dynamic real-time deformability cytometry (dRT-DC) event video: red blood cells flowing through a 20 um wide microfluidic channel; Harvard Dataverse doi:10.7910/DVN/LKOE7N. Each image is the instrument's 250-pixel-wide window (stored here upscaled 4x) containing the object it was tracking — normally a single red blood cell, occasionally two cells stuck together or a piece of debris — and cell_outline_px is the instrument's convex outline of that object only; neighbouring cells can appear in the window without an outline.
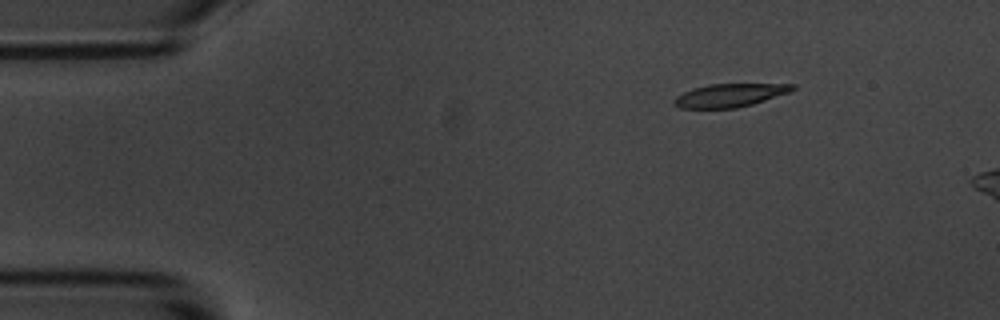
{"species": "common noctule bat (a hibernating species)", "species_latin": "Nyctalus noctula", "temperature_condition": "room temperature", "stored_images_in_passage": 4, "camera_frame_rate_fps": 3000, "um_per_image_px": 0.085, "animal": {"sex": "male", "body_mass_g": 20.1, "forearm_length_mm": 53.5}, "frame": {"image": 1, "passage_image": 2, "time_ms": 2.0, "image_size_px": [1000, 320], "cell_outline_px": [[796, 88], [788, 92], [752, 104], [736, 108], [680, 108], [672, 104], [672, 100], [676, 96], [692, 88], [708, 84], [796, 84]], "centroid_in_image_um": [61.97, 8.1], "position_along_channel_um": 23.0, "area_um2": 15.95}}